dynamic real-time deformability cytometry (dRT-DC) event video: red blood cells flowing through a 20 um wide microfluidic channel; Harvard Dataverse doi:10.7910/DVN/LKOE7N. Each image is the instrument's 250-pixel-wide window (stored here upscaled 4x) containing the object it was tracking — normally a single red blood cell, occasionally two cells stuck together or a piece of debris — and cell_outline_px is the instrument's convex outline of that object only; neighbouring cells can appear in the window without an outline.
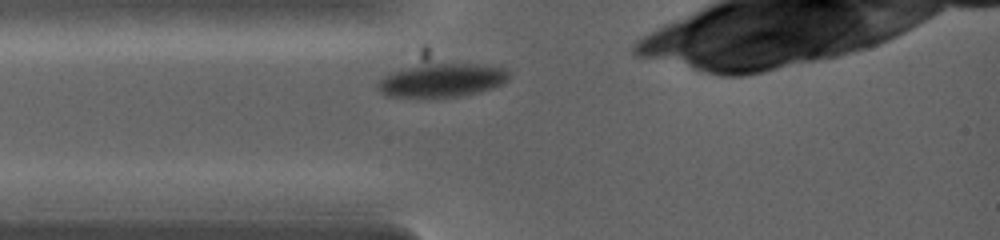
{"species": "common noctule bat (a hibernating species)", "species_latin": "Nyctalus noctula", "temperature_condition": "warm", "stored_images_in_passage": 3, "segment_of_instrument_passage": [2, 2], "camera_frame_rate_fps": 5000, "um_per_image_px": 0.085, "animal": {"sex": "female", "body_mass_g": 19.0, "forearm_length_mm": 53.3}, "frame": {"image": 1, "passage_image": 3, "time_ms": 1.6, "image_size_px": [1000, 240], "cell_outline_px": [[508, 80], [504, 84], [476, 92], [456, 96], [388, 96], [380, 92], [376, 88], [376, 84], [388, 72], [408, 68], [432, 64], [476, 64], [504, 68], [508, 72]], "centroid_in_image_um": [37.54, 6.81], "position_along_channel_um": 47.5, "area_um2": 24.91}}